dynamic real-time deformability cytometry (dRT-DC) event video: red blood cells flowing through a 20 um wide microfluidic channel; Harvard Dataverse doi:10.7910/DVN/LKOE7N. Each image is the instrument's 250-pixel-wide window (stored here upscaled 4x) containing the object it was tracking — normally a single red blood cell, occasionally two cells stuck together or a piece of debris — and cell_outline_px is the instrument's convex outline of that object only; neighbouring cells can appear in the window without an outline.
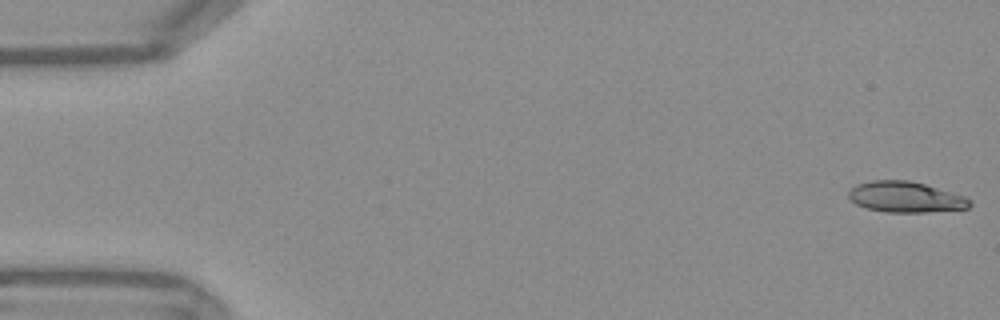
{"species": "Egyptian fruit bat (a non-hibernating species)", "species_latin": "Rousettus aegyptiacus", "temperature_condition": "warm", "stored_images_in_passage": 48, "camera_frame_rate_fps": 3000, "um_per_image_px": 0.085, "frame": {"image": 1, "passage_image": 1, "time_ms": 0.0, "image_size_px": [1000, 320], "cell_outline_px": [[972, 204], [968, 208], [928, 212], [884, 212], [868, 208], [856, 204], [848, 196], [848, 192], [856, 184], [872, 180], [908, 180], [924, 184], [964, 196], [972, 200]], "centroid_in_image_um": [76.97, 16.75], "position_along_channel_um": 8.0, "area_um2": 21.62}}
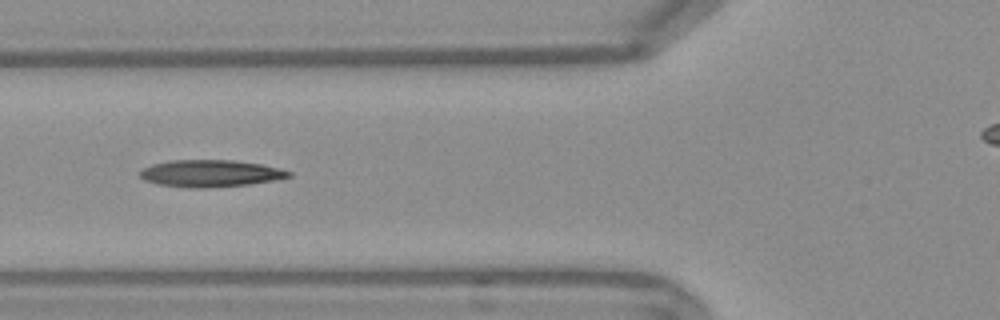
{"frame": {"image": 2, "passage_image": 20, "time_ms": 6.333, "image_size_px": [1000, 320], "cell_outline_px": [[292, 176], [272, 180], [248, 184], [200, 188], [188, 188], [160, 184], [144, 180], [140, 176], [140, 172], [144, 168], [152, 164], [168, 160], [232, 160], [260, 164], [280, 168], [292, 172]], "centroid_in_image_um": [17.87, 14.73], "position_along_channel_um": 107.9, "area_um2": 23.18}}
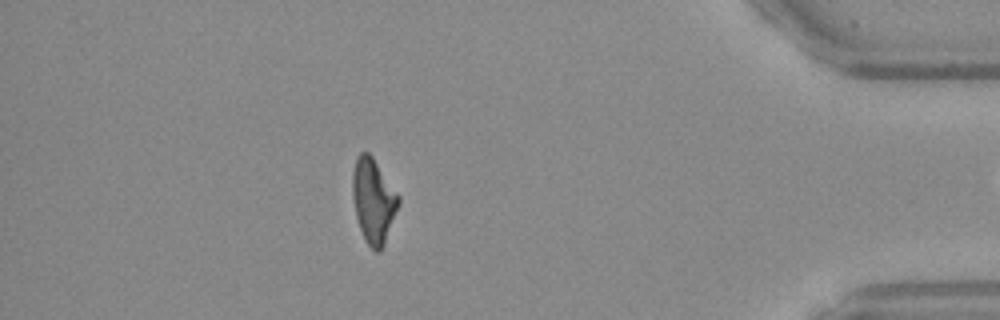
{"frame": {"image": 3, "passage_image": 47, "time_ms": 15.333, "image_size_px": [1000, 320], "cell_outline_px": [[400, 204], [384, 244], [380, 252], [376, 252], [364, 240], [356, 216], [352, 196], [352, 172], [356, 160], [360, 152], [368, 152], [372, 156], [400, 196]], "centroid_in_image_um": [31.74, 17.06], "position_along_channel_um": 403.5, "area_um2": 22.66}}